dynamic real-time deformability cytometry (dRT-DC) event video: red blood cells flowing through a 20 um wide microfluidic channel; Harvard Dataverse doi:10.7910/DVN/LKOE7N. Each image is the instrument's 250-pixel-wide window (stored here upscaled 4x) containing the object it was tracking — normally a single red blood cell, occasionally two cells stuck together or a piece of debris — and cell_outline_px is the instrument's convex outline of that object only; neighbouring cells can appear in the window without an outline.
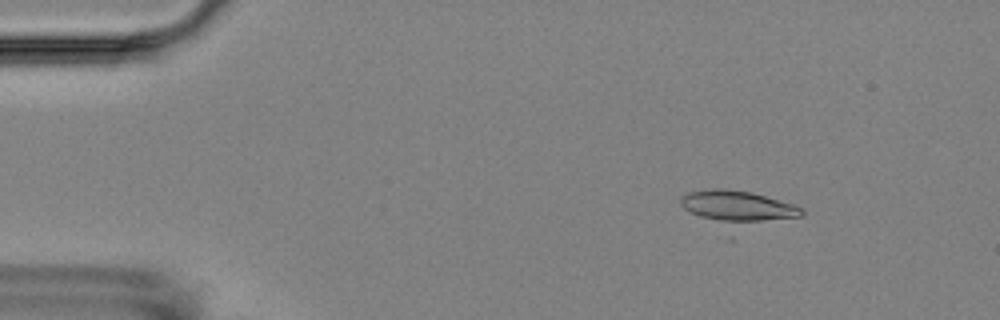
{"species": "Egyptian fruit bat (a non-hibernating species)", "species_latin": "Rousettus aegyptiacus", "temperature_condition": "room temperature", "stored_images_in_passage": 5, "camera_frame_rate_fps": 3000, "um_per_image_px": 0.085, "animal": {"sex": "female"}, "frame": {"image": 1, "passage_image": 2, "time_ms": 1.0, "image_size_px": [1000, 320], "cell_outline_px": [[804, 216], [732, 224], [728, 224], [700, 216], [688, 212], [680, 204], [680, 196], [688, 192], [712, 188], [724, 188], [752, 192], [792, 204], [804, 208]], "centroid_in_image_um": [62.66, 17.52], "position_along_channel_um": 22.3, "area_um2": 22.02}}
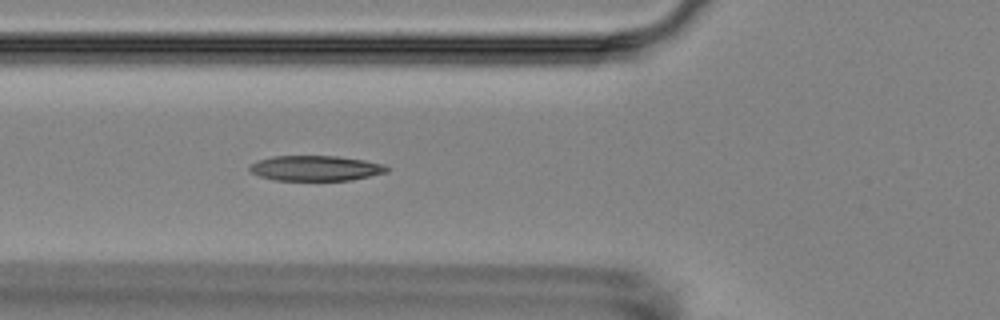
{"frame": {"image": 2, "passage_image": 5, "time_ms": 5.333, "image_size_px": [1000, 320], "cell_outline_px": [[388, 172], [352, 180], [276, 180], [260, 176], [252, 172], [248, 168], [252, 164], [260, 160], [272, 156], [336, 156], [364, 160], [384, 164], [388, 168]], "centroid_in_image_um": [26.86, 14.3], "position_along_channel_um": 98.9, "area_um2": 20.0}}